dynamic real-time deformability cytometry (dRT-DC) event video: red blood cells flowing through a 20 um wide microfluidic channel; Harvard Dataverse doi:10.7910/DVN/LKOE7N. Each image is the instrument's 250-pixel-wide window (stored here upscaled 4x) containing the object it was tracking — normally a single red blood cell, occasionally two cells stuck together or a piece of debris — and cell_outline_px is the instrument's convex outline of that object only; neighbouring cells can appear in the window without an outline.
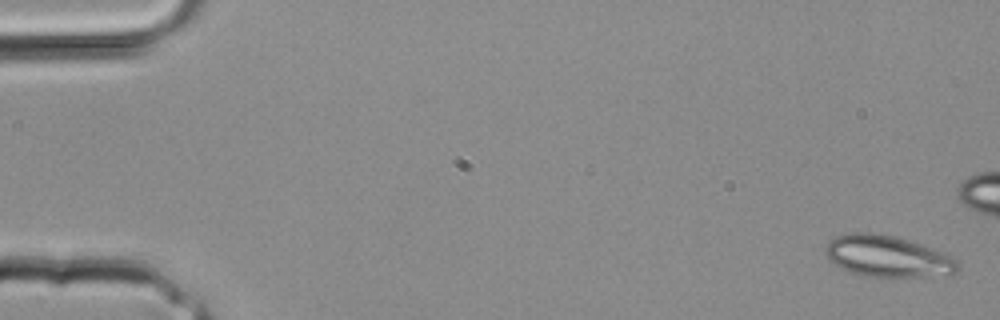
{"species": "common noctule bat (a hibernating species)", "species_latin": "Nyctalus noctula", "temperature_condition": "room temperature", "stored_images_in_passage": 34, "camera_frame_rate_fps": 3000, "um_per_image_px": 0.085, "animal": {"sex": "male", "body_mass_g": 20.4}, "frame": {"image": 1, "passage_image": 1, "time_ms": 0.0, "image_size_px": [1000, 320], "cell_outline_px": [[960, 268], [956, 272], [948, 276], [864, 276], [852, 272], [832, 264], [828, 260], [824, 252], [824, 248], [828, 240], [836, 236], [848, 232], [876, 232], [908, 240], [932, 248], [952, 256], [956, 260]], "centroid_in_image_um": [75.41, 21.78], "position_along_channel_um": 9.6, "area_um2": 32.19}}
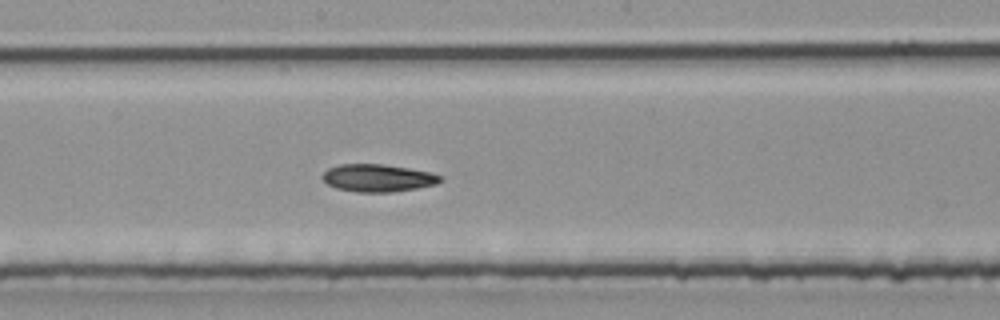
{"frame": {"image": 2, "passage_image": 18, "time_ms": 5.667, "image_size_px": [1000, 320], "cell_outline_px": [[444, 180], [436, 184], [416, 188], [392, 192], [356, 192], [336, 188], [328, 184], [320, 176], [328, 168], [340, 164], [380, 164], [408, 168], [432, 172], [440, 176]], "centroid_in_image_um": [32.11, 15.13], "position_along_channel_um": 216.1, "area_um2": 18.9}}
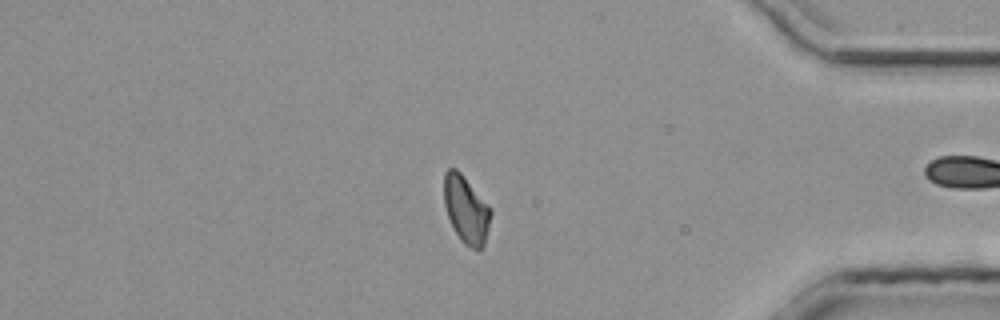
{"frame": {"image": 3, "passage_image": 28, "time_ms": 9.0, "image_size_px": [1000, 320], "cell_outline_px": [[492, 212], [484, 244], [480, 252], [476, 252], [464, 244], [460, 240], [448, 216], [444, 204], [444, 172], [448, 168], [456, 168], [460, 172], [492, 208]], "centroid_in_image_um": [39.63, 17.83], "position_along_channel_um": 395.6, "area_um2": 18.5}}